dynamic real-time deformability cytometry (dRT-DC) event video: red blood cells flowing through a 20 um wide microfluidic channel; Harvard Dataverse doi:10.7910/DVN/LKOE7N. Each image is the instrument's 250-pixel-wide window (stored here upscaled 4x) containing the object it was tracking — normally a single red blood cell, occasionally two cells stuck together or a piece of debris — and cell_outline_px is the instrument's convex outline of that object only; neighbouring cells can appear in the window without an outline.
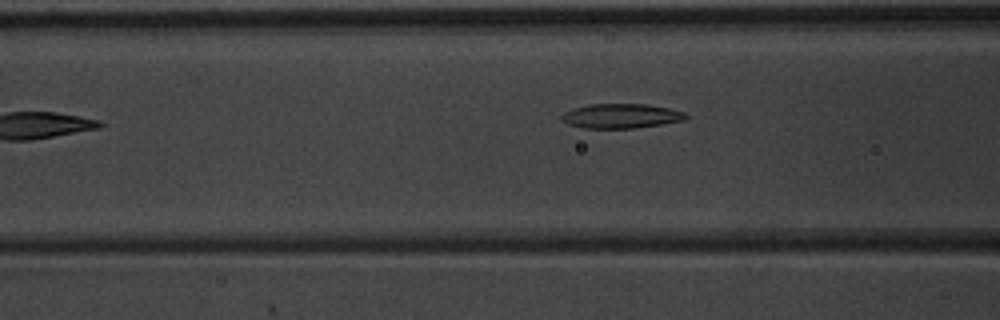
{"species": "common noctule bat (a hibernating species)", "species_latin": "Nyctalus noctula", "temperature_condition": "warm", "stored_images_in_passage": 6, "camera_frame_rate_fps": 3000, "um_per_image_px": 0.085, "animal": {"sex": "male", "body_mass_g": 20.1, "forearm_length_mm": 53.5}, "frame": {"image": 1, "passage_image": 3, "time_ms": 0.667, "image_size_px": [1000, 320], "cell_outline_px": [[688, 116], [684, 120], [636, 128], [584, 128], [568, 124], [560, 116], [564, 112], [572, 108], [588, 104], [648, 104], [668, 108], [684, 112]], "centroid_in_image_um": [52.77, 9.85], "position_along_channel_um": 113.8, "area_um2": 17.69}}
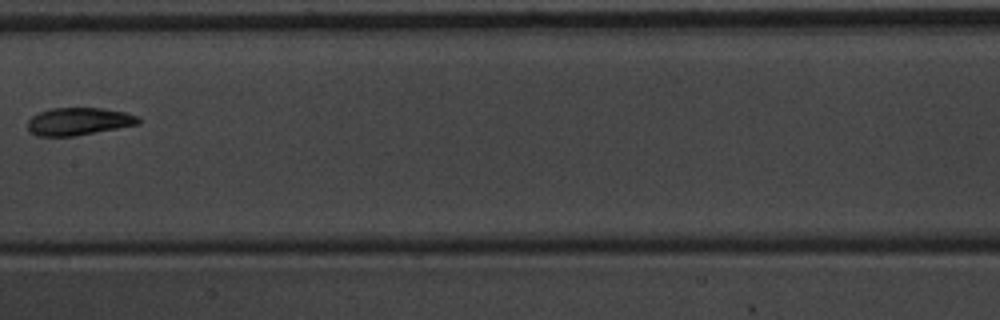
{"frame": {"image": 2, "passage_image": 5, "time_ms": 1.333, "image_size_px": [1000, 320], "cell_outline_px": [[140, 124], [76, 136], [40, 136], [32, 132], [28, 128], [28, 120], [32, 116], [48, 108], [100, 108], [124, 112], [140, 116]], "centroid_in_image_um": [6.72, 10.32], "position_along_channel_um": 200.7, "area_um2": 17.8}}
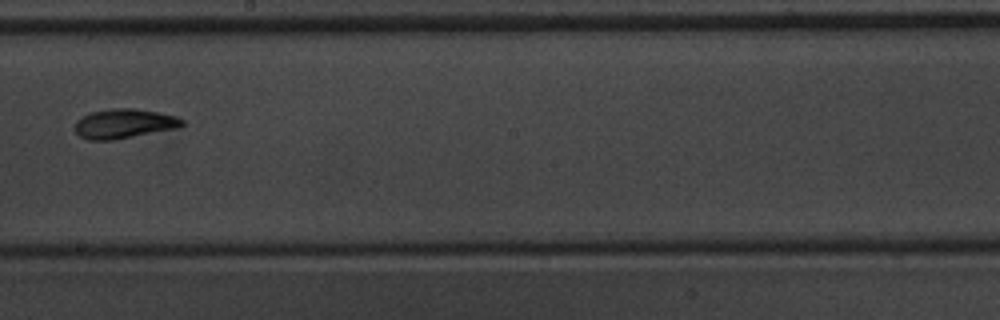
{"frame": {"image": 3, "passage_image": 6, "time_ms": 1.667, "image_size_px": [1000, 320], "cell_outline_px": [[184, 124], [180, 128], [112, 140], [88, 140], [80, 136], [76, 132], [76, 120], [92, 112], [112, 108], [136, 108], [160, 112], [176, 116], [184, 120]], "centroid_in_image_um": [10.6, 10.51], "position_along_channel_um": 237.6, "area_um2": 18.5}}